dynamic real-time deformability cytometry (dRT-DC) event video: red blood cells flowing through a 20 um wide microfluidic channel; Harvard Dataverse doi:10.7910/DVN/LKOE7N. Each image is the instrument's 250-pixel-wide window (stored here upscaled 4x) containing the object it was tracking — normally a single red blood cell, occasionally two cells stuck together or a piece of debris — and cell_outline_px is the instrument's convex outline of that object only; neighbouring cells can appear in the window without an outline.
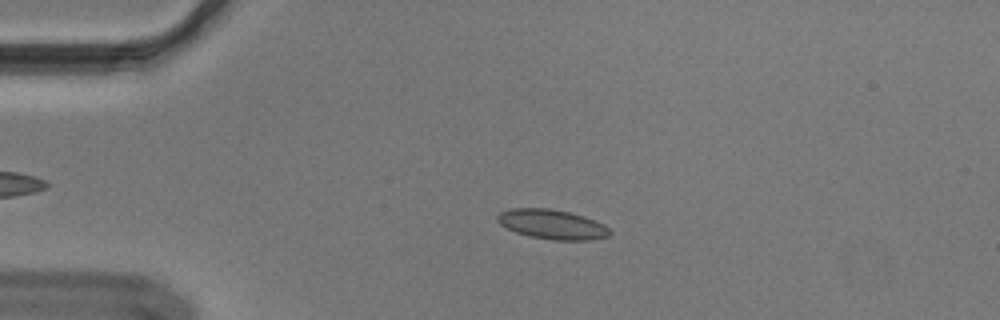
{"species": "Egyptian fruit bat (a non-hibernating species)", "species_latin": "Rousettus aegyptiacus", "temperature_condition": "cold", "stored_images_in_passage": 54, "segment_of_instrument_passage": [1, 2], "camera_frame_rate_fps": 3000, "um_per_image_px": 0.085, "animal": {"sex": "male"}, "frame": {"image": 1, "passage_image": 12, "time_ms": 3.667, "image_size_px": [1000, 320], "cell_outline_px": [[612, 232], [608, 236], [588, 240], [552, 240], [528, 236], [516, 232], [500, 224], [496, 220], [496, 216], [500, 212], [512, 208], [548, 208], [568, 212], [584, 216], [604, 224]], "centroid_in_image_um": [46.92, 19.07], "position_along_channel_um": 38.1, "area_um2": 19.36}}
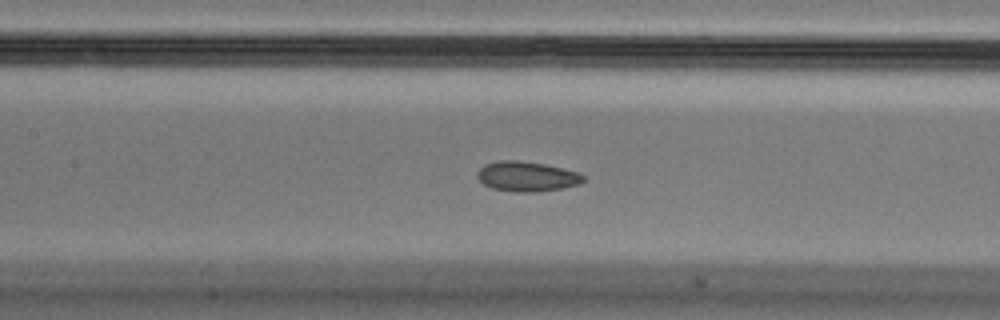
{"frame": {"image": 2, "passage_image": 25, "time_ms": 8.0, "image_size_px": [1000, 320], "cell_outline_px": [[584, 180], [580, 184], [564, 188], [536, 192], [516, 192], [492, 188], [484, 184], [476, 176], [476, 172], [484, 164], [496, 160], [516, 160], [544, 164], [576, 172], [584, 176]], "centroid_in_image_um": [44.74, 15.0], "position_along_channel_um": 162.7, "area_um2": 18.5}}
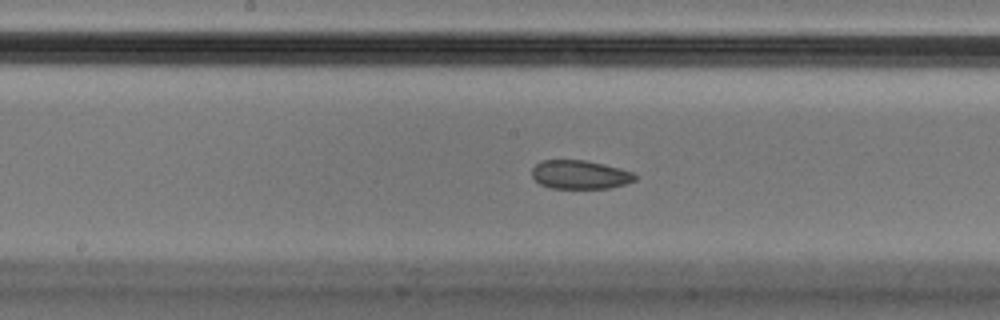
{"frame": {"image": 3, "passage_image": 28, "time_ms": 9.0, "image_size_px": [1000, 320], "cell_outline_px": [[636, 180], [624, 184], [608, 188], [552, 188], [540, 184], [532, 176], [532, 168], [540, 160], [584, 160], [604, 164], [620, 168], [632, 172], [636, 176]], "centroid_in_image_um": [49.28, 14.84], "position_along_channel_um": 198.9, "area_um2": 17.17}}